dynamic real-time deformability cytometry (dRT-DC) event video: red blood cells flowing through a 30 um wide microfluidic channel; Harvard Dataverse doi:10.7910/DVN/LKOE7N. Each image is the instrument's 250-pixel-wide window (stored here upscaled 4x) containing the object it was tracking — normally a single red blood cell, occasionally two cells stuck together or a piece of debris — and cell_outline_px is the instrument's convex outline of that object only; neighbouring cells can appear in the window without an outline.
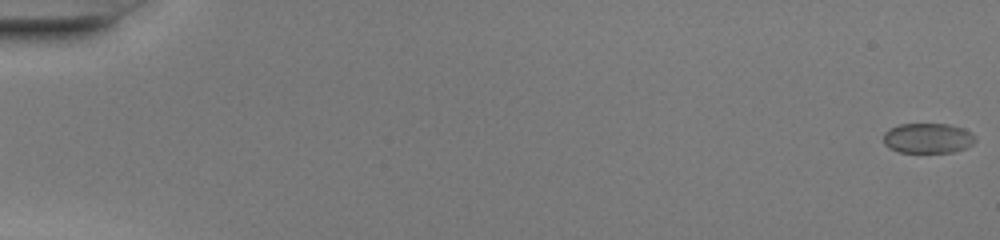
{"species": "common noctule bat (a hibernating species)", "species_latin": "Nyctalus noctula", "temperature_condition": "warm", "stored_images_in_passage": 50, "camera_frame_rate_fps": 3000, "um_per_image_px": 0.085, "animal": {"sex": "female", "body_mass_g": 20.0, "forearm_length_mm": 54.0}, "frame": {"image": 1, "passage_image": 1, "time_ms": 0.0, "image_size_px": [1000, 240], "cell_outline_px": [[976, 140], [968, 148], [952, 152], [900, 152], [888, 148], [884, 144], [884, 132], [888, 128], [900, 124], [948, 124], [964, 128], [972, 132], [976, 136]], "centroid_in_image_um": [78.89, 11.74], "position_along_channel_um": 6.1, "area_um2": 16.36}}
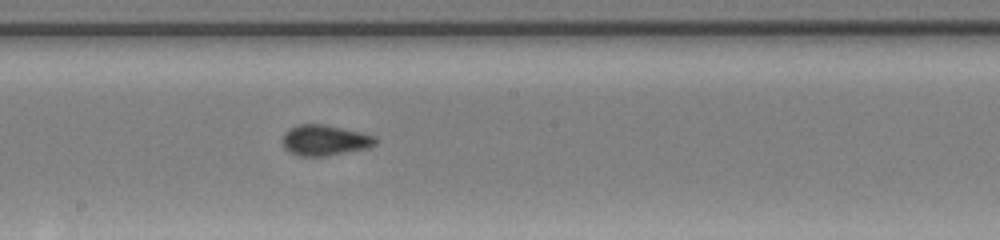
{"frame": {"image": 2, "passage_image": 29, "time_ms": 9.333, "image_size_px": [1000, 240], "cell_outline_px": [[376, 144], [368, 148], [324, 156], [300, 156], [288, 152], [284, 148], [284, 136], [292, 128], [300, 124], [324, 124], [360, 132], [376, 136]], "centroid_in_image_um": [27.64, 11.93], "position_along_channel_um": 220.6, "area_um2": 16.3}}
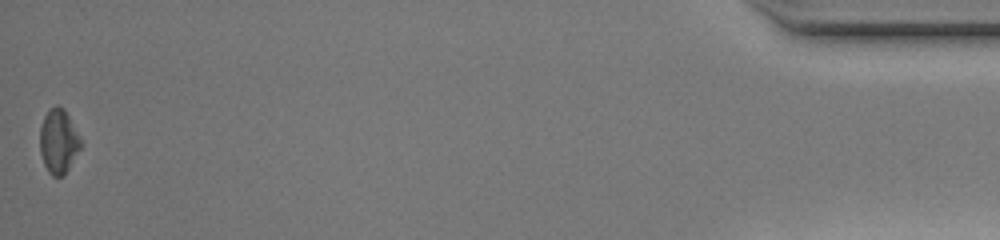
{"frame": {"image": 3, "passage_image": 50, "time_ms": 16.333, "image_size_px": [1000, 240], "cell_outline_px": [[84, 144], [64, 176], [52, 176], [48, 172], [44, 164], [40, 152], [40, 128], [44, 116], [56, 104], [64, 108]], "centroid_in_image_um": [5.0, 12.03], "position_along_channel_um": 430.2, "area_um2": 15.43}, "authors_computed_cell_mechanics": {"area_um2": 16.2996, "velocity_mm_per_s": 4.2501, "shape_relaxation_time_tau1_ms": 5.3479, "shape_relaxation_time_tau2_ms": null, "deformation_change_tau1": 0.1513, "deformation_change_tau2": null}}